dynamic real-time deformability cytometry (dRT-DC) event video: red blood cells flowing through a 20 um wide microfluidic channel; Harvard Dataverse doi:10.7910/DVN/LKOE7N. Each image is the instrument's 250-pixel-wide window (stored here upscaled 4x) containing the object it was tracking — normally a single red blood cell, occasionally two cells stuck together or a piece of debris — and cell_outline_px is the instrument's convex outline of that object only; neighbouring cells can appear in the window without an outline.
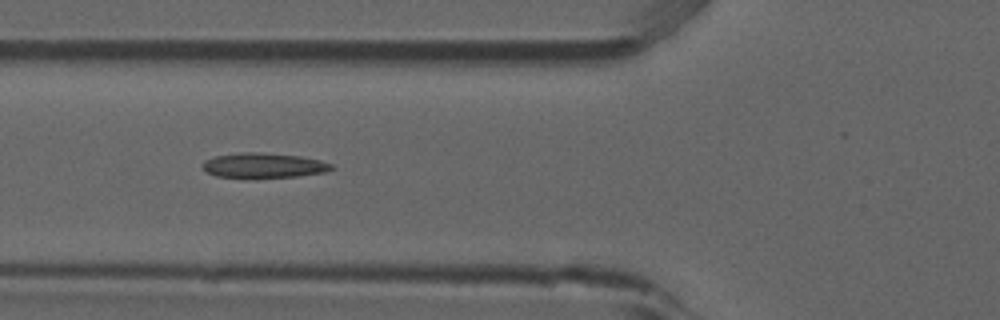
{"species": "common noctule bat (a hibernating species)", "species_latin": "Nyctalus noctula", "temperature_condition": "room temperature", "stored_images_in_passage": 29, "camera_frame_rate_fps": 3000, "um_per_image_px": 0.085, "animal": {"sex": "male", "forearm_length_mm": 52.5}, "frame": {"image": 1, "passage_image": 5, "time_ms": 1.333, "image_size_px": [1000, 320], "cell_outline_px": [[336, 168], [324, 172], [296, 176], [256, 180], [244, 180], [216, 176], [208, 172], [200, 164], [204, 160], [216, 156], [244, 152], [260, 152], [300, 156], [320, 160], [332, 164]], "centroid_in_image_um": [22.38, 14.1], "position_along_channel_um": 103.4, "area_um2": 19.48}}